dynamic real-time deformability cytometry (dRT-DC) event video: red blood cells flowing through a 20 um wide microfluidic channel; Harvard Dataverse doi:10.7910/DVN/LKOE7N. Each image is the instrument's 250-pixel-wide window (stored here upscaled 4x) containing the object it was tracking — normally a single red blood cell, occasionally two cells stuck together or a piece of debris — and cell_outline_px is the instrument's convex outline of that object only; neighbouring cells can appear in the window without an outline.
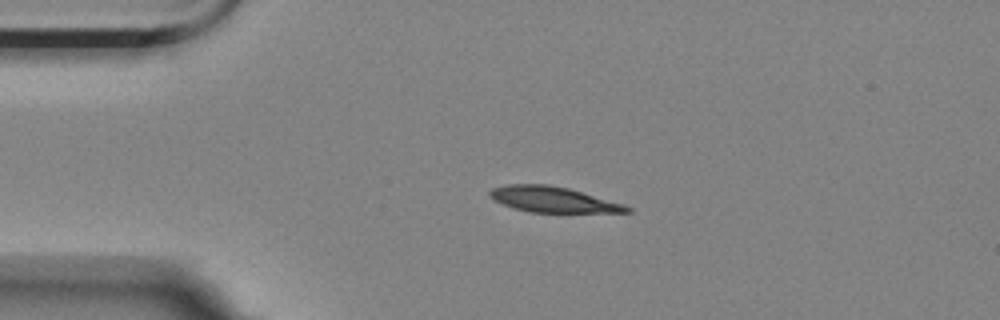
{"species": "Egyptian fruit bat (a non-hibernating species)", "species_latin": "Rousettus aegyptiacus", "temperature_condition": "room temperature", "stored_images_in_passage": 45, "camera_frame_rate_fps": 3000, "um_per_image_px": 0.085, "animal": {"sex": "female"}, "frame": {"image": 1, "passage_image": 1, "time_ms": 0.0, "image_size_px": [1000, 320], "cell_outline_px": [[632, 212], [532, 212], [516, 208], [492, 200], [488, 196], [488, 192], [492, 188], [508, 184], [548, 184], [568, 188], [624, 204], [632, 208]], "centroid_in_image_um": [46.98, 16.95], "position_along_channel_um": 38.0, "area_um2": 20.29}}
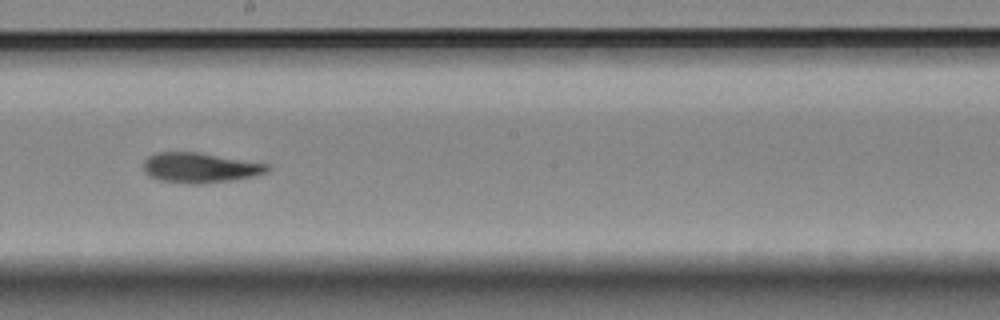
{"frame": {"image": 2, "passage_image": 20, "time_ms": 6.333, "image_size_px": [1000, 320], "cell_outline_px": [[272, 168], [268, 172], [252, 176], [228, 180], [192, 184], [160, 180], [148, 176], [144, 172], [144, 160], [148, 156], [156, 152], [196, 152], [268, 164]], "centroid_in_image_um": [16.96, 14.24], "position_along_channel_um": 231.2, "area_um2": 21.39}}
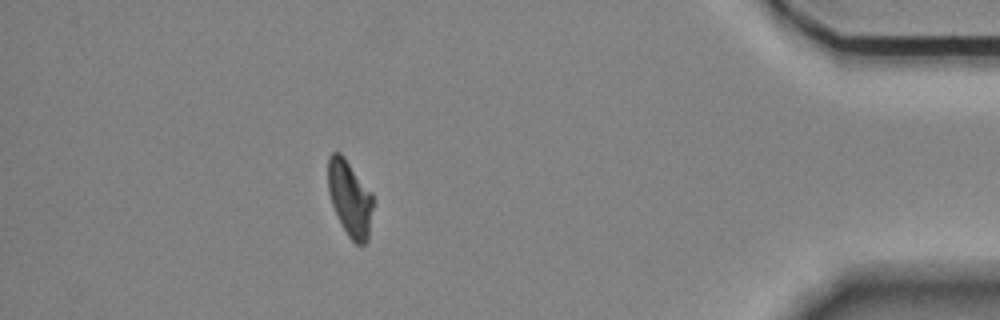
{"frame": {"image": 3, "passage_image": 39, "time_ms": 12.667, "image_size_px": [1000, 320], "cell_outline_px": [[372, 208], [368, 240], [364, 244], [356, 244], [348, 236], [332, 204], [328, 192], [328, 156], [332, 152], [340, 152], [344, 156], [372, 192]], "centroid_in_image_um": [29.73, 16.82], "position_along_channel_um": 405.5, "area_um2": 19.71}, "authors_computed_cell_mechanics": {"area_um2": 21.3282, "velocity_mm_per_s": 3.5063, "shape_relaxation_time_tau1_ms": 10.7742, "shape_relaxation_time_tau2_ms": 3.7894, "deformation_change_tau1": 0.2715, "deformation_change_tau2": 0.0949}}